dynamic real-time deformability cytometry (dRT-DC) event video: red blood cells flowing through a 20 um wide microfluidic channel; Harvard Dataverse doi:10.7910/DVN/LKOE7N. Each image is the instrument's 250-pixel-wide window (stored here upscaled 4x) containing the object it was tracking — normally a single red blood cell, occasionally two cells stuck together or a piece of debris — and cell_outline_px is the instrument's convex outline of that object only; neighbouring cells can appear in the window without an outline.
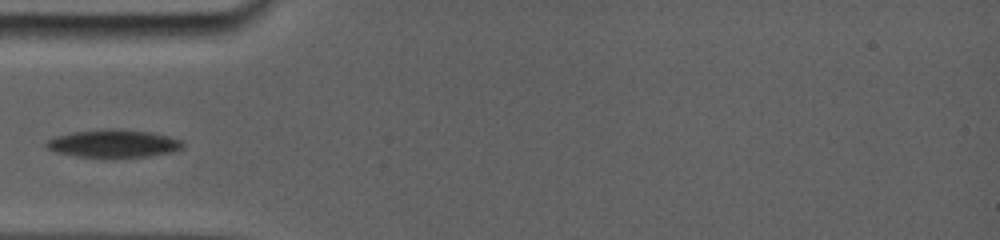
{"species": "common noctule bat (a hibernating species)", "species_latin": "Nyctalus noctula", "temperature_condition": "room temperature", "stored_images_in_passage": 7, "camera_frame_rate_fps": 5000, "um_per_image_px": 0.085, "animal": {"sex": "female", "body_mass_g": 19.0, "forearm_length_mm": 56.7}, "frame": {"image": 1, "passage_image": 2, "time_ms": 0.8, "image_size_px": [1000, 240], "cell_outline_px": [[184, 144], [180, 148], [168, 152], [144, 156], [112, 160], [76, 156], [56, 152], [48, 148], [48, 140], [60, 136], [76, 132], [144, 132], [164, 136], [180, 140]], "centroid_in_image_um": [9.62, 12.3], "position_along_channel_um": 75.4, "area_um2": 20.75}}
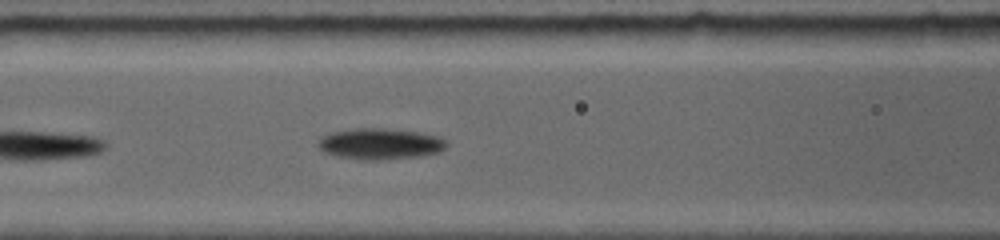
{"frame": {"image": 2, "passage_image": 4, "time_ms": 2.4, "image_size_px": [1000, 240], "cell_outline_px": [[444, 148], [436, 152], [420, 156], [376, 160], [364, 160], [340, 156], [324, 152], [320, 148], [320, 140], [336, 132], [412, 132], [432, 136], [444, 140]], "centroid_in_image_um": [32.34, 12.32], "position_along_channel_um": 134.3, "area_um2": 20.58}}
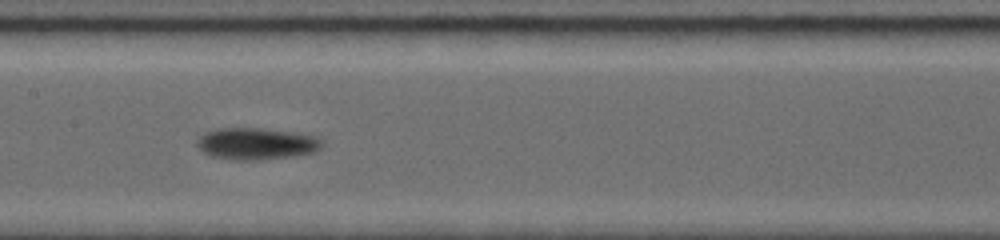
{"frame": {"image": 3, "passage_image": 6, "time_ms": 3.8, "image_size_px": [1000, 240], "cell_outline_px": [[320, 144], [312, 152], [292, 156], [252, 160], [240, 160], [212, 156], [204, 152], [200, 148], [200, 136], [208, 132], [228, 128], [252, 128], [284, 132], [308, 136], [320, 140]], "centroid_in_image_um": [21.72, 12.23], "position_along_channel_um": 185.7, "area_um2": 21.56}}